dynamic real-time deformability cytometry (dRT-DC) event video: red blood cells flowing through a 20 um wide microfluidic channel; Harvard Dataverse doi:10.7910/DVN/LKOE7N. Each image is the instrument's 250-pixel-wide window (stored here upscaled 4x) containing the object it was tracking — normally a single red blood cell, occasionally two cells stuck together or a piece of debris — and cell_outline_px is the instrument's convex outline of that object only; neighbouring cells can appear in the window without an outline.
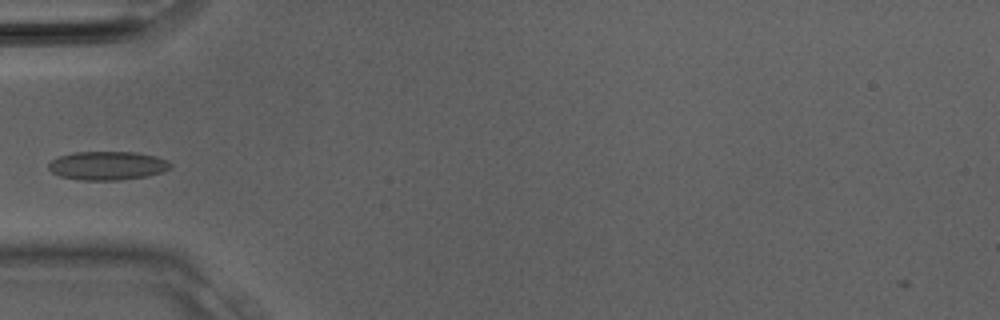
{"species": "Egyptian fruit bat (a non-hibernating species)", "species_latin": "Rousettus aegyptiacus", "temperature_condition": "room temperature", "stored_images_in_passage": 5, "camera_frame_rate_fps": 3000, "um_per_image_px": 0.085, "animal": {"sex": "male"}, "frame": {"image": 1, "passage_image": 2, "time_ms": 0.333, "image_size_px": [1000, 320], "cell_outline_px": [[172, 168], [164, 172], [148, 176], [120, 180], [80, 180], [60, 176], [52, 172], [48, 168], [48, 164], [56, 156], [72, 152], [136, 152], [156, 156], [168, 160], [172, 164]], "centroid_in_image_um": [9.16, 14.07], "position_along_channel_um": 75.8, "area_um2": 20.69}}